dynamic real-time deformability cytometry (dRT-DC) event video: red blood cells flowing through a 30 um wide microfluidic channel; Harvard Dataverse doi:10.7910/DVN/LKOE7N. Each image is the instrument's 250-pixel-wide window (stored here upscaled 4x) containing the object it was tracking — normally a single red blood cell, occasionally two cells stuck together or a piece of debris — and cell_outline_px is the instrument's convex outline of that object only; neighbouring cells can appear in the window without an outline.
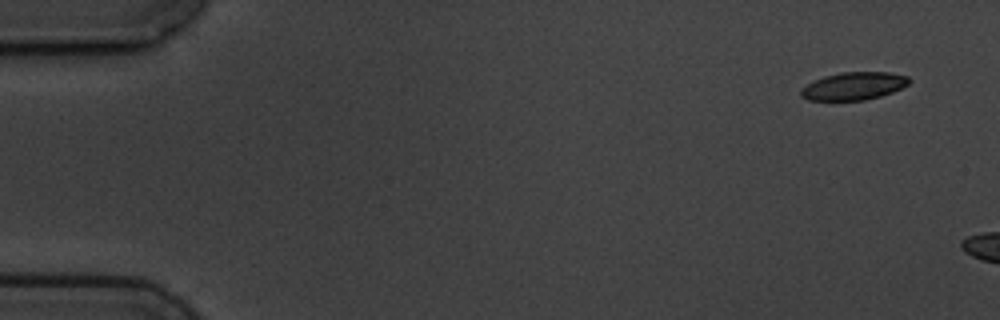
{"species": "common noctule bat (a hibernating species)", "species_latin": "Nyctalus noctula", "temperature_condition": "cold", "stored_images_in_passage": 3, "camera_frame_rate_fps": 3000, "um_per_image_px": 0.085, "animal": {"sex": "male", "body_mass_g": 19.5, "forearm_length_mm": 54.6}, "frame": {"image": 1, "passage_image": 1, "time_ms": 0.0, "image_size_px": [1000, 320], "cell_outline_px": [[912, 80], [908, 84], [892, 92], [880, 96], [864, 100], [808, 100], [800, 96], [800, 88], [824, 76], [840, 72], [888, 72], [908, 76]], "centroid_in_image_um": [72.56, 7.31], "position_along_channel_um": 12.4, "area_um2": 17.46}}